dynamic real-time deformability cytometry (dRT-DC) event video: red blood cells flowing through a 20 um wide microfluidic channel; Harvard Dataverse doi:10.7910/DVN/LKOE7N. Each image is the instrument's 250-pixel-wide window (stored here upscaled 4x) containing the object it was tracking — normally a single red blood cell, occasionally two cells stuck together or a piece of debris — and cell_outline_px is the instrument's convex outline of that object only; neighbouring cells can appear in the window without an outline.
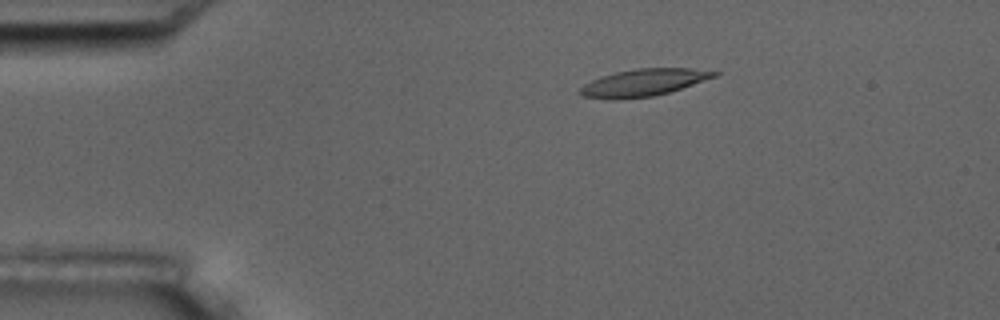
{"species": "common noctule bat (a hibernating species)", "species_latin": "Nyctalus noctula", "temperature_condition": "room temperature", "stored_images_in_passage": 4, "camera_frame_rate_fps": 3000, "um_per_image_px": 0.085, "animal": {"sex": "male", "body_mass_g": 17.5, "forearm_length_mm": 52.3}, "frame": {"image": 1, "passage_image": 2, "time_ms": 1.0, "image_size_px": [1000, 320], "cell_outline_px": [[720, 72], [716, 76], [668, 92], [652, 96], [616, 100], [612, 100], [580, 96], [576, 92], [584, 84], [600, 76], [616, 72], [636, 68], [692, 68]], "centroid_in_image_um": [54.61, 7.02], "position_along_channel_um": 30.4, "area_um2": 21.21}}
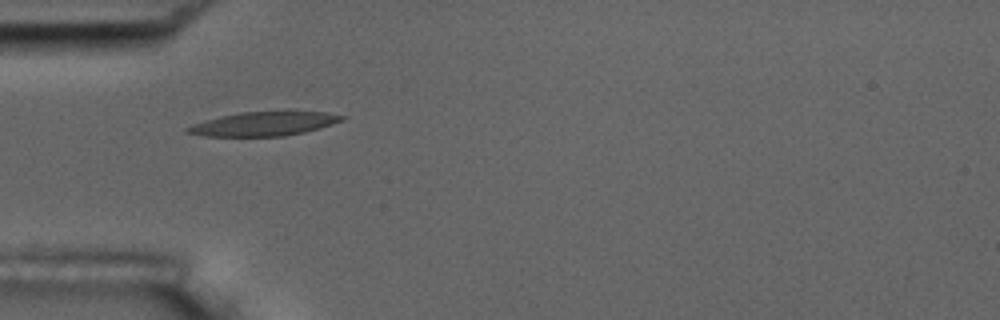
{"frame": {"image": 2, "passage_image": 4, "time_ms": 3.333, "image_size_px": [1000, 320], "cell_outline_px": [[348, 116], [344, 120], [320, 128], [304, 132], [284, 136], [204, 136], [184, 132], [184, 128], [192, 124], [204, 120], [240, 112], [328, 112]], "centroid_in_image_um": [22.42, 10.53], "position_along_channel_um": 62.6, "area_um2": 21.56}}